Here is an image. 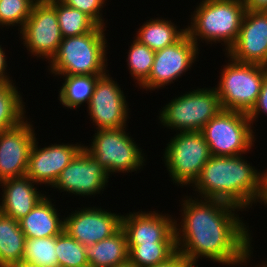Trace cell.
I'll list each match as a JSON object with an SVG mask.
<instances>
[{"mask_svg": "<svg viewBox=\"0 0 267 267\" xmlns=\"http://www.w3.org/2000/svg\"><path fill=\"white\" fill-rule=\"evenodd\" d=\"M184 198L181 225L175 220L174 230L177 251L191 267H198L195 265L200 257L233 267L250 262L251 233L236 214L244 210L226 201Z\"/></svg>", "mask_w": 267, "mask_h": 267, "instance_id": "cell-1", "label": "cell"}, {"mask_svg": "<svg viewBox=\"0 0 267 267\" xmlns=\"http://www.w3.org/2000/svg\"><path fill=\"white\" fill-rule=\"evenodd\" d=\"M37 0H0V27L25 25Z\"/></svg>", "mask_w": 267, "mask_h": 267, "instance_id": "cell-31", "label": "cell"}, {"mask_svg": "<svg viewBox=\"0 0 267 267\" xmlns=\"http://www.w3.org/2000/svg\"><path fill=\"white\" fill-rule=\"evenodd\" d=\"M14 85L13 82L0 85V132L20 125L26 118V103Z\"/></svg>", "mask_w": 267, "mask_h": 267, "instance_id": "cell-25", "label": "cell"}, {"mask_svg": "<svg viewBox=\"0 0 267 267\" xmlns=\"http://www.w3.org/2000/svg\"><path fill=\"white\" fill-rule=\"evenodd\" d=\"M109 174L84 148L60 173L51 188L72 195L92 196L106 189Z\"/></svg>", "mask_w": 267, "mask_h": 267, "instance_id": "cell-13", "label": "cell"}, {"mask_svg": "<svg viewBox=\"0 0 267 267\" xmlns=\"http://www.w3.org/2000/svg\"><path fill=\"white\" fill-rule=\"evenodd\" d=\"M48 196L50 195H46L24 218L19 220L20 229L26 238L58 236L64 230V218H59L56 205Z\"/></svg>", "mask_w": 267, "mask_h": 267, "instance_id": "cell-20", "label": "cell"}, {"mask_svg": "<svg viewBox=\"0 0 267 267\" xmlns=\"http://www.w3.org/2000/svg\"><path fill=\"white\" fill-rule=\"evenodd\" d=\"M262 265H256L255 267H267V263H266V261L263 263V261H262V263H261Z\"/></svg>", "mask_w": 267, "mask_h": 267, "instance_id": "cell-41", "label": "cell"}, {"mask_svg": "<svg viewBox=\"0 0 267 267\" xmlns=\"http://www.w3.org/2000/svg\"><path fill=\"white\" fill-rule=\"evenodd\" d=\"M2 45H0V82L1 83H9V82H13V80H11L10 76H8L7 71V57L5 55V52L3 50V48L1 47Z\"/></svg>", "mask_w": 267, "mask_h": 267, "instance_id": "cell-35", "label": "cell"}, {"mask_svg": "<svg viewBox=\"0 0 267 267\" xmlns=\"http://www.w3.org/2000/svg\"><path fill=\"white\" fill-rule=\"evenodd\" d=\"M261 113H265V115H267V71L264 76L257 101L252 109L247 113L252 126L253 122L256 121L258 115H260Z\"/></svg>", "mask_w": 267, "mask_h": 267, "instance_id": "cell-33", "label": "cell"}, {"mask_svg": "<svg viewBox=\"0 0 267 267\" xmlns=\"http://www.w3.org/2000/svg\"><path fill=\"white\" fill-rule=\"evenodd\" d=\"M262 180H267V170L263 172Z\"/></svg>", "mask_w": 267, "mask_h": 267, "instance_id": "cell-40", "label": "cell"}, {"mask_svg": "<svg viewBox=\"0 0 267 267\" xmlns=\"http://www.w3.org/2000/svg\"><path fill=\"white\" fill-rule=\"evenodd\" d=\"M56 15L63 38L95 30L99 25L87 14L56 0Z\"/></svg>", "mask_w": 267, "mask_h": 267, "instance_id": "cell-27", "label": "cell"}, {"mask_svg": "<svg viewBox=\"0 0 267 267\" xmlns=\"http://www.w3.org/2000/svg\"><path fill=\"white\" fill-rule=\"evenodd\" d=\"M115 267H135L129 260L126 263L120 264Z\"/></svg>", "mask_w": 267, "mask_h": 267, "instance_id": "cell-39", "label": "cell"}, {"mask_svg": "<svg viewBox=\"0 0 267 267\" xmlns=\"http://www.w3.org/2000/svg\"><path fill=\"white\" fill-rule=\"evenodd\" d=\"M257 202L264 204V207L267 205V180H262L261 193Z\"/></svg>", "mask_w": 267, "mask_h": 267, "instance_id": "cell-37", "label": "cell"}, {"mask_svg": "<svg viewBox=\"0 0 267 267\" xmlns=\"http://www.w3.org/2000/svg\"><path fill=\"white\" fill-rule=\"evenodd\" d=\"M77 209L64 218V231L84 246L109 238L121 228L122 215L95 206Z\"/></svg>", "mask_w": 267, "mask_h": 267, "instance_id": "cell-14", "label": "cell"}, {"mask_svg": "<svg viewBox=\"0 0 267 267\" xmlns=\"http://www.w3.org/2000/svg\"><path fill=\"white\" fill-rule=\"evenodd\" d=\"M83 267H93L91 264H88L86 266H83Z\"/></svg>", "mask_w": 267, "mask_h": 267, "instance_id": "cell-42", "label": "cell"}, {"mask_svg": "<svg viewBox=\"0 0 267 267\" xmlns=\"http://www.w3.org/2000/svg\"><path fill=\"white\" fill-rule=\"evenodd\" d=\"M128 260L135 267H149L162 263L176 251V242H154V244L127 245Z\"/></svg>", "mask_w": 267, "mask_h": 267, "instance_id": "cell-26", "label": "cell"}, {"mask_svg": "<svg viewBox=\"0 0 267 267\" xmlns=\"http://www.w3.org/2000/svg\"><path fill=\"white\" fill-rule=\"evenodd\" d=\"M228 58L215 89L223 109L248 113L257 101L267 67Z\"/></svg>", "mask_w": 267, "mask_h": 267, "instance_id": "cell-7", "label": "cell"}, {"mask_svg": "<svg viewBox=\"0 0 267 267\" xmlns=\"http://www.w3.org/2000/svg\"><path fill=\"white\" fill-rule=\"evenodd\" d=\"M55 248L59 267H83L89 264L86 258V246L64 230L56 236Z\"/></svg>", "mask_w": 267, "mask_h": 267, "instance_id": "cell-30", "label": "cell"}, {"mask_svg": "<svg viewBox=\"0 0 267 267\" xmlns=\"http://www.w3.org/2000/svg\"><path fill=\"white\" fill-rule=\"evenodd\" d=\"M225 54L240 63L267 67V11L246 10L238 37Z\"/></svg>", "mask_w": 267, "mask_h": 267, "instance_id": "cell-15", "label": "cell"}, {"mask_svg": "<svg viewBox=\"0 0 267 267\" xmlns=\"http://www.w3.org/2000/svg\"><path fill=\"white\" fill-rule=\"evenodd\" d=\"M246 10L243 0H202L191 14L187 34L197 46L200 39L207 44L224 42L227 52L238 37Z\"/></svg>", "mask_w": 267, "mask_h": 267, "instance_id": "cell-4", "label": "cell"}, {"mask_svg": "<svg viewBox=\"0 0 267 267\" xmlns=\"http://www.w3.org/2000/svg\"><path fill=\"white\" fill-rule=\"evenodd\" d=\"M102 75L63 76V85L59 89V101L63 107L77 109L83 103L90 102L97 79Z\"/></svg>", "mask_w": 267, "mask_h": 267, "instance_id": "cell-24", "label": "cell"}, {"mask_svg": "<svg viewBox=\"0 0 267 267\" xmlns=\"http://www.w3.org/2000/svg\"><path fill=\"white\" fill-rule=\"evenodd\" d=\"M83 146L55 143L40 148L36 138L29 153L26 176L37 184L51 187Z\"/></svg>", "mask_w": 267, "mask_h": 267, "instance_id": "cell-17", "label": "cell"}, {"mask_svg": "<svg viewBox=\"0 0 267 267\" xmlns=\"http://www.w3.org/2000/svg\"><path fill=\"white\" fill-rule=\"evenodd\" d=\"M149 267H191V266L188 263L187 259L179 251H176L166 261Z\"/></svg>", "mask_w": 267, "mask_h": 267, "instance_id": "cell-34", "label": "cell"}, {"mask_svg": "<svg viewBox=\"0 0 267 267\" xmlns=\"http://www.w3.org/2000/svg\"><path fill=\"white\" fill-rule=\"evenodd\" d=\"M19 35L33 56L47 59L49 63L63 40L56 15V0L37 1Z\"/></svg>", "mask_w": 267, "mask_h": 267, "instance_id": "cell-10", "label": "cell"}, {"mask_svg": "<svg viewBox=\"0 0 267 267\" xmlns=\"http://www.w3.org/2000/svg\"><path fill=\"white\" fill-rule=\"evenodd\" d=\"M2 187V202L0 213L17 221L24 218L46 195L37 191L38 185L29 177L8 179L0 182Z\"/></svg>", "mask_w": 267, "mask_h": 267, "instance_id": "cell-19", "label": "cell"}, {"mask_svg": "<svg viewBox=\"0 0 267 267\" xmlns=\"http://www.w3.org/2000/svg\"><path fill=\"white\" fill-rule=\"evenodd\" d=\"M86 258L93 267H115L128 261L127 238L120 228L111 237L86 246Z\"/></svg>", "mask_w": 267, "mask_h": 267, "instance_id": "cell-21", "label": "cell"}, {"mask_svg": "<svg viewBox=\"0 0 267 267\" xmlns=\"http://www.w3.org/2000/svg\"><path fill=\"white\" fill-rule=\"evenodd\" d=\"M0 132V182L26 176L29 153L36 133L31 122Z\"/></svg>", "mask_w": 267, "mask_h": 267, "instance_id": "cell-16", "label": "cell"}, {"mask_svg": "<svg viewBox=\"0 0 267 267\" xmlns=\"http://www.w3.org/2000/svg\"><path fill=\"white\" fill-rule=\"evenodd\" d=\"M133 43V44H132ZM131 43L127 65L132 78L137 80L139 87L148 79L154 63L155 51L139 43L136 39Z\"/></svg>", "mask_w": 267, "mask_h": 267, "instance_id": "cell-29", "label": "cell"}, {"mask_svg": "<svg viewBox=\"0 0 267 267\" xmlns=\"http://www.w3.org/2000/svg\"><path fill=\"white\" fill-rule=\"evenodd\" d=\"M95 132L91 145L83 148L95 158L109 176L114 172L129 173L143 168L146 162L145 154L129 133H126V127L101 129Z\"/></svg>", "mask_w": 267, "mask_h": 267, "instance_id": "cell-8", "label": "cell"}, {"mask_svg": "<svg viewBox=\"0 0 267 267\" xmlns=\"http://www.w3.org/2000/svg\"><path fill=\"white\" fill-rule=\"evenodd\" d=\"M166 145L164 163L173 183L182 187L193 184L212 156L202 133L176 132Z\"/></svg>", "mask_w": 267, "mask_h": 267, "instance_id": "cell-9", "label": "cell"}, {"mask_svg": "<svg viewBox=\"0 0 267 267\" xmlns=\"http://www.w3.org/2000/svg\"><path fill=\"white\" fill-rule=\"evenodd\" d=\"M7 267H42V266L36 263L21 260L20 262L11 264Z\"/></svg>", "mask_w": 267, "mask_h": 267, "instance_id": "cell-38", "label": "cell"}, {"mask_svg": "<svg viewBox=\"0 0 267 267\" xmlns=\"http://www.w3.org/2000/svg\"><path fill=\"white\" fill-rule=\"evenodd\" d=\"M245 160L243 155H212L190 185L196 197L226 201L245 211L251 208L259 199L263 172Z\"/></svg>", "mask_w": 267, "mask_h": 267, "instance_id": "cell-2", "label": "cell"}, {"mask_svg": "<svg viewBox=\"0 0 267 267\" xmlns=\"http://www.w3.org/2000/svg\"><path fill=\"white\" fill-rule=\"evenodd\" d=\"M56 236L44 238H26L23 261H29L42 267H59Z\"/></svg>", "mask_w": 267, "mask_h": 267, "instance_id": "cell-28", "label": "cell"}, {"mask_svg": "<svg viewBox=\"0 0 267 267\" xmlns=\"http://www.w3.org/2000/svg\"><path fill=\"white\" fill-rule=\"evenodd\" d=\"M105 27L78 36L65 37L48 66L55 76L104 75L108 72ZM50 67V68H49Z\"/></svg>", "mask_w": 267, "mask_h": 267, "instance_id": "cell-3", "label": "cell"}, {"mask_svg": "<svg viewBox=\"0 0 267 267\" xmlns=\"http://www.w3.org/2000/svg\"><path fill=\"white\" fill-rule=\"evenodd\" d=\"M199 47L186 33L179 41L155 52L148 79L140 89L155 90L174 83L192 67L199 54Z\"/></svg>", "mask_w": 267, "mask_h": 267, "instance_id": "cell-11", "label": "cell"}, {"mask_svg": "<svg viewBox=\"0 0 267 267\" xmlns=\"http://www.w3.org/2000/svg\"><path fill=\"white\" fill-rule=\"evenodd\" d=\"M109 73L100 76L87 106V112L97 130L126 127L128 102L117 81Z\"/></svg>", "mask_w": 267, "mask_h": 267, "instance_id": "cell-12", "label": "cell"}, {"mask_svg": "<svg viewBox=\"0 0 267 267\" xmlns=\"http://www.w3.org/2000/svg\"><path fill=\"white\" fill-rule=\"evenodd\" d=\"M64 5L78 9L91 17L99 26L106 27L102 16L103 5L107 0H59Z\"/></svg>", "mask_w": 267, "mask_h": 267, "instance_id": "cell-32", "label": "cell"}, {"mask_svg": "<svg viewBox=\"0 0 267 267\" xmlns=\"http://www.w3.org/2000/svg\"><path fill=\"white\" fill-rule=\"evenodd\" d=\"M140 27L135 39L155 52L174 44L187 33L186 28L179 29L171 20L162 18H150Z\"/></svg>", "mask_w": 267, "mask_h": 267, "instance_id": "cell-22", "label": "cell"}, {"mask_svg": "<svg viewBox=\"0 0 267 267\" xmlns=\"http://www.w3.org/2000/svg\"><path fill=\"white\" fill-rule=\"evenodd\" d=\"M246 9L252 11H267V0H243Z\"/></svg>", "mask_w": 267, "mask_h": 267, "instance_id": "cell-36", "label": "cell"}, {"mask_svg": "<svg viewBox=\"0 0 267 267\" xmlns=\"http://www.w3.org/2000/svg\"><path fill=\"white\" fill-rule=\"evenodd\" d=\"M217 90L197 88L170 100L160 110V123L178 132H198L222 110Z\"/></svg>", "mask_w": 267, "mask_h": 267, "instance_id": "cell-5", "label": "cell"}, {"mask_svg": "<svg viewBox=\"0 0 267 267\" xmlns=\"http://www.w3.org/2000/svg\"><path fill=\"white\" fill-rule=\"evenodd\" d=\"M25 240L19 221L0 213V267L21 261Z\"/></svg>", "mask_w": 267, "mask_h": 267, "instance_id": "cell-23", "label": "cell"}, {"mask_svg": "<svg viewBox=\"0 0 267 267\" xmlns=\"http://www.w3.org/2000/svg\"><path fill=\"white\" fill-rule=\"evenodd\" d=\"M247 113L222 109L201 129L211 155L238 156L255 145V132Z\"/></svg>", "mask_w": 267, "mask_h": 267, "instance_id": "cell-6", "label": "cell"}, {"mask_svg": "<svg viewBox=\"0 0 267 267\" xmlns=\"http://www.w3.org/2000/svg\"><path fill=\"white\" fill-rule=\"evenodd\" d=\"M125 215H122L121 228L126 234L127 245L176 242L175 219L171 215L156 211L130 212Z\"/></svg>", "mask_w": 267, "mask_h": 267, "instance_id": "cell-18", "label": "cell"}]
</instances>
